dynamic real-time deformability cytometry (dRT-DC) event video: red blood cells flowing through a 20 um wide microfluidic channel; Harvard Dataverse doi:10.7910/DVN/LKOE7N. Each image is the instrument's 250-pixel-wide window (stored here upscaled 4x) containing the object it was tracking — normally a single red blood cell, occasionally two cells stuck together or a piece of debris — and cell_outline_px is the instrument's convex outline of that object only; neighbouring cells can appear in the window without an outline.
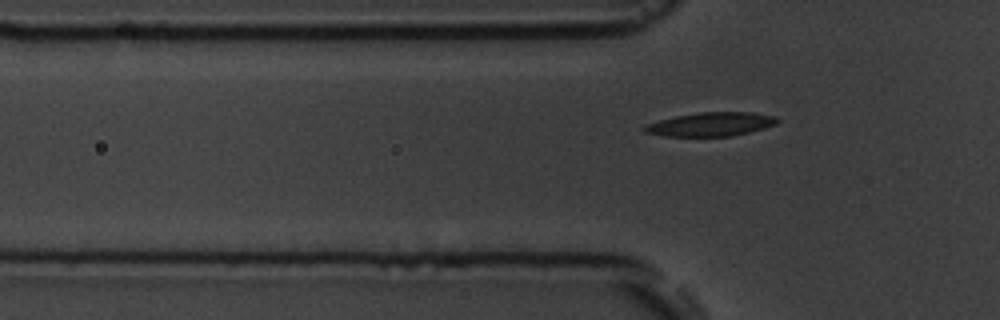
{"species": "common noctule bat (a hibernating species)", "species_latin": "Nyctalus noctula", "temperature_condition": "room temperature", "stored_images_in_passage": 7, "camera_frame_rate_fps": 3000, "um_per_image_px": 0.085, "animal": {"sex": "male", "body_mass_g": 19.5, "forearm_length_mm": 54.6}, "frame": {"image": 1, "passage_image": 7, "time_ms": 7.667, "image_size_px": [1000, 320], "cell_outline_px": [[780, 120], [776, 124], [764, 128], [732, 136], [664, 136], [644, 132], [640, 128], [648, 124], [660, 120], [676, 116], [700, 112], [752, 112], [776, 116]], "centroid_in_image_um": [60.43, 10.56], "position_along_channel_um": 65.4, "area_um2": 18.38}}